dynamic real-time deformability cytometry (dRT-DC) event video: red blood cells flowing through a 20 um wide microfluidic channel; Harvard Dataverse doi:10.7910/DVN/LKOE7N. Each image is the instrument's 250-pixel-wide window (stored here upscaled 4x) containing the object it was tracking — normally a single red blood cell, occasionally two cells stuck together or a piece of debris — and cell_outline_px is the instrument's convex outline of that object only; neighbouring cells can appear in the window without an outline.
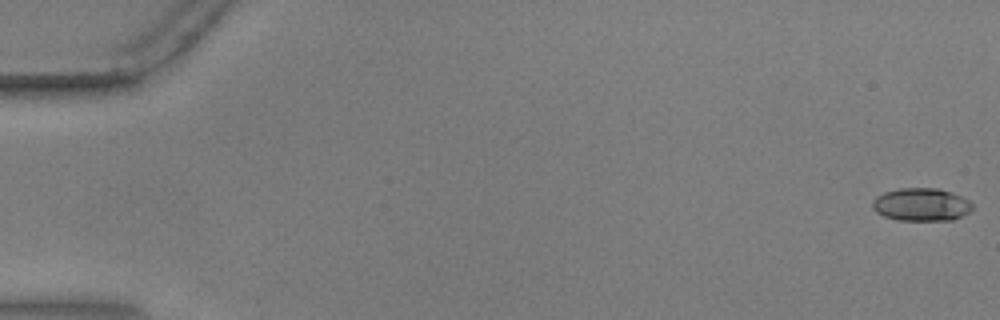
{"species": "common noctule bat (a hibernating species)", "species_latin": "Nyctalus noctula", "temperature_condition": "warm", "stored_images_in_passage": 56, "camera_frame_rate_fps": 3000, "um_per_image_px": 0.085, "animal": {"sex": "male", "body_mass_g": 17.9, "forearm_length_mm": 54.2}, "frame": {"image": 1, "passage_image": 1, "time_ms": 0.0, "image_size_px": [1000, 320], "cell_outline_px": [[972, 208], [968, 212], [952, 220], [896, 220], [884, 216], [876, 212], [872, 208], [872, 200], [876, 196], [884, 192], [900, 188], [940, 188], [952, 192], [968, 200], [972, 204]], "centroid_in_image_um": [78.27, 17.38], "position_along_channel_um": 6.7, "area_um2": 19.19}}
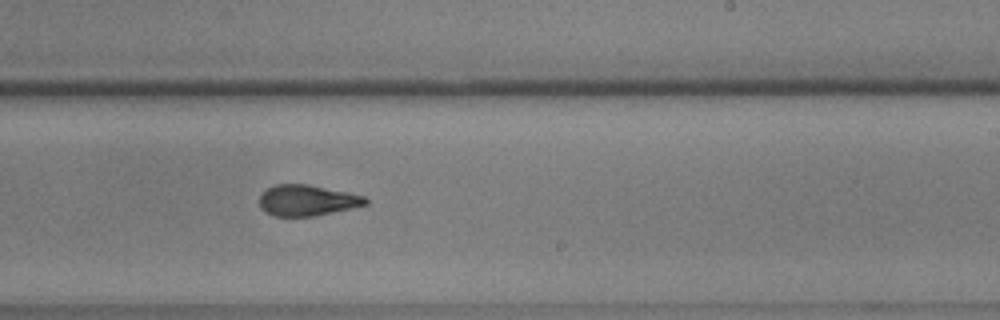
{"frame": {"image": 2, "passage_image": 35, "time_ms": 11.333, "image_size_px": [1000, 320], "cell_outline_px": [[368, 204], [352, 208], [312, 216], [272, 216], [264, 212], [260, 208], [260, 196], [268, 188], [276, 184], [308, 184], [364, 196], [368, 200]], "centroid_in_image_um": [26.08, 17.04], "position_along_channel_um": 262.9, "area_um2": 18.96}}
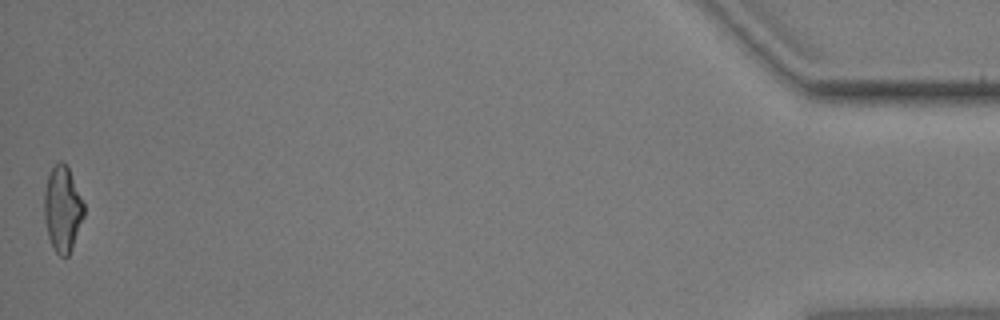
{"frame": {"image": 3, "passage_image": 56, "time_ms": 18.333, "image_size_px": [1000, 320], "cell_outline_px": [[84, 216], [72, 248], [68, 256], [60, 256], [56, 252], [48, 236], [44, 220], [44, 192], [48, 176], [52, 168], [60, 160], [68, 168], [84, 204]], "centroid_in_image_um": [5.31, 17.79], "position_along_channel_um": 429.9, "area_um2": 19.48}, "authors_computed_cell_mechanics": {"area_um2": 19.652, "velocity_mm_per_s": 3.6489, "shape_relaxation_time_tau1_ms": null, "shape_relaxation_time_tau2_ms": 1.9716, "deformation_change_tau1": null, "deformation_change_tau2": 0.0949}}